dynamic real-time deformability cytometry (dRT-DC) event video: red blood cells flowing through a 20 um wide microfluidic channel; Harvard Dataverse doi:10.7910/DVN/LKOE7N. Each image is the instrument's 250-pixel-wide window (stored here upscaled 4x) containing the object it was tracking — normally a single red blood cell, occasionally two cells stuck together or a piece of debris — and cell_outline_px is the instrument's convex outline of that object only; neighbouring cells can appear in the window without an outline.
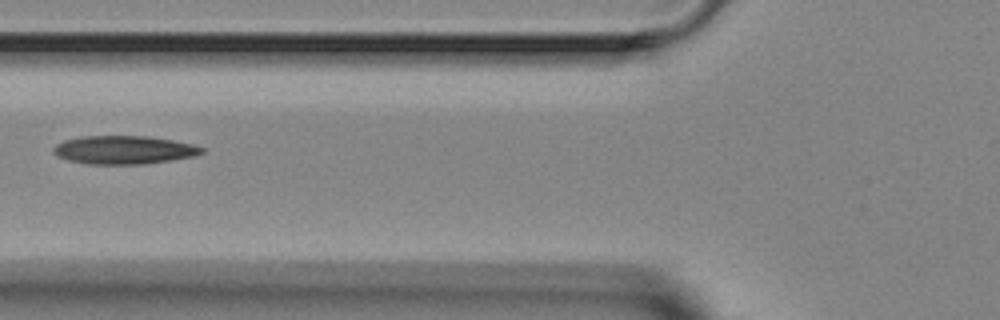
{"species": "Egyptian fruit bat (a non-hibernating species)", "species_latin": "Rousettus aegyptiacus", "temperature_condition": "room temperature", "stored_images_in_passage": 4, "camera_frame_rate_fps": 3000, "um_per_image_px": 0.085, "animal": {"sex": "female"}, "frame": {"image": 1, "passage_image": 3, "time_ms": 2.333, "image_size_px": [1000, 320], "cell_outline_px": [[204, 152], [196, 156], [172, 160], [144, 164], [88, 164], [68, 160], [56, 156], [52, 152], [52, 148], [56, 144], [64, 140], [80, 136], [148, 136], [172, 140], [192, 144], [204, 148]], "centroid_in_image_um": [10.51, 12.74], "position_along_channel_um": 115.3, "area_um2": 24.68}}
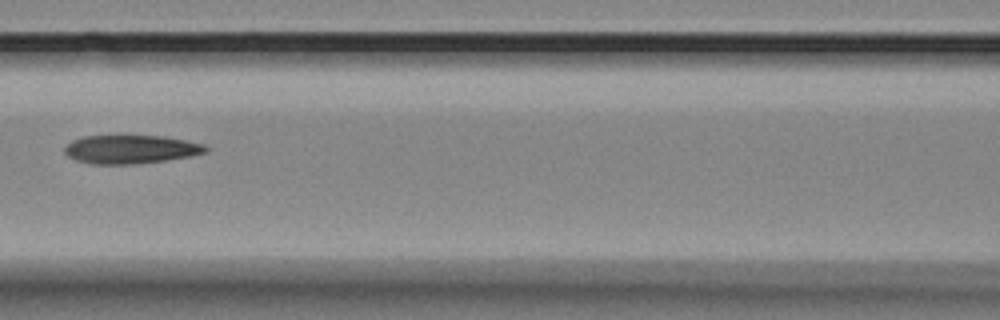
{"frame": {"image": 2, "passage_image": 4, "time_ms": 3.333, "image_size_px": [1000, 320], "cell_outline_px": [[208, 152], [192, 156], [168, 160], [136, 164], [88, 164], [76, 160], [68, 156], [64, 152], [64, 148], [72, 140], [84, 136], [164, 136], [204, 144], [208, 148]], "centroid_in_image_um": [11.13, 12.7], "position_along_channel_um": 155.5, "area_um2": 23.58}}